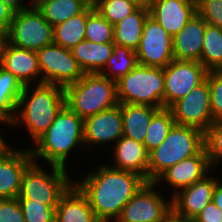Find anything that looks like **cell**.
Segmentation results:
<instances>
[{
    "mask_svg": "<svg viewBox=\"0 0 222 222\" xmlns=\"http://www.w3.org/2000/svg\"><path fill=\"white\" fill-rule=\"evenodd\" d=\"M83 181L74 184L86 196L100 222L116 220L126 203L146 180L137 173L100 166Z\"/></svg>",
    "mask_w": 222,
    "mask_h": 222,
    "instance_id": "1",
    "label": "cell"
},
{
    "mask_svg": "<svg viewBox=\"0 0 222 222\" xmlns=\"http://www.w3.org/2000/svg\"><path fill=\"white\" fill-rule=\"evenodd\" d=\"M29 92L28 85H25L17 103V110H21L16 112L17 116H14L9 124L24 122L23 125L28 128L33 141H36L47 131L65 105V93L61 86L44 83L38 84L31 96ZM23 106L24 108H21Z\"/></svg>",
    "mask_w": 222,
    "mask_h": 222,
    "instance_id": "2",
    "label": "cell"
},
{
    "mask_svg": "<svg viewBox=\"0 0 222 222\" xmlns=\"http://www.w3.org/2000/svg\"><path fill=\"white\" fill-rule=\"evenodd\" d=\"M83 127L84 120L65 104L47 131L35 141L38 147L29 149L33 161L39 157L51 165L66 168L70 151L84 143Z\"/></svg>",
    "mask_w": 222,
    "mask_h": 222,
    "instance_id": "3",
    "label": "cell"
},
{
    "mask_svg": "<svg viewBox=\"0 0 222 222\" xmlns=\"http://www.w3.org/2000/svg\"><path fill=\"white\" fill-rule=\"evenodd\" d=\"M64 93L65 104L83 120L119 104L117 82L99 73H85Z\"/></svg>",
    "mask_w": 222,
    "mask_h": 222,
    "instance_id": "4",
    "label": "cell"
},
{
    "mask_svg": "<svg viewBox=\"0 0 222 222\" xmlns=\"http://www.w3.org/2000/svg\"><path fill=\"white\" fill-rule=\"evenodd\" d=\"M204 147L202 130L174 124L165 140L149 153L148 182H155L164 171L198 154Z\"/></svg>",
    "mask_w": 222,
    "mask_h": 222,
    "instance_id": "5",
    "label": "cell"
},
{
    "mask_svg": "<svg viewBox=\"0 0 222 222\" xmlns=\"http://www.w3.org/2000/svg\"><path fill=\"white\" fill-rule=\"evenodd\" d=\"M119 103L164 108V68L138 64L117 81Z\"/></svg>",
    "mask_w": 222,
    "mask_h": 222,
    "instance_id": "6",
    "label": "cell"
},
{
    "mask_svg": "<svg viewBox=\"0 0 222 222\" xmlns=\"http://www.w3.org/2000/svg\"><path fill=\"white\" fill-rule=\"evenodd\" d=\"M37 164L33 161L24 171L17 199L57 206L62 195L74 182L70 181L64 167L51 165L52 172L49 175Z\"/></svg>",
    "mask_w": 222,
    "mask_h": 222,
    "instance_id": "7",
    "label": "cell"
},
{
    "mask_svg": "<svg viewBox=\"0 0 222 222\" xmlns=\"http://www.w3.org/2000/svg\"><path fill=\"white\" fill-rule=\"evenodd\" d=\"M7 40L14 46L37 52L53 43L54 27L43 17L32 0L29 8L15 11Z\"/></svg>",
    "mask_w": 222,
    "mask_h": 222,
    "instance_id": "8",
    "label": "cell"
},
{
    "mask_svg": "<svg viewBox=\"0 0 222 222\" xmlns=\"http://www.w3.org/2000/svg\"><path fill=\"white\" fill-rule=\"evenodd\" d=\"M41 80L39 84H52L63 88L76 83L84 76L71 49L54 42L37 51Z\"/></svg>",
    "mask_w": 222,
    "mask_h": 222,
    "instance_id": "9",
    "label": "cell"
},
{
    "mask_svg": "<svg viewBox=\"0 0 222 222\" xmlns=\"http://www.w3.org/2000/svg\"><path fill=\"white\" fill-rule=\"evenodd\" d=\"M208 70L199 61L173 60L164 68V108L183 98L206 80Z\"/></svg>",
    "mask_w": 222,
    "mask_h": 222,
    "instance_id": "10",
    "label": "cell"
},
{
    "mask_svg": "<svg viewBox=\"0 0 222 222\" xmlns=\"http://www.w3.org/2000/svg\"><path fill=\"white\" fill-rule=\"evenodd\" d=\"M155 182L146 181L123 207L116 222H166L172 210L169 203L153 188Z\"/></svg>",
    "mask_w": 222,
    "mask_h": 222,
    "instance_id": "11",
    "label": "cell"
},
{
    "mask_svg": "<svg viewBox=\"0 0 222 222\" xmlns=\"http://www.w3.org/2000/svg\"><path fill=\"white\" fill-rule=\"evenodd\" d=\"M175 124L196 127L205 132L215 122L210 107L208 80L192 89L168 108Z\"/></svg>",
    "mask_w": 222,
    "mask_h": 222,
    "instance_id": "12",
    "label": "cell"
},
{
    "mask_svg": "<svg viewBox=\"0 0 222 222\" xmlns=\"http://www.w3.org/2000/svg\"><path fill=\"white\" fill-rule=\"evenodd\" d=\"M136 56L138 64L157 68H165L174 60L173 36L150 16L145 20Z\"/></svg>",
    "mask_w": 222,
    "mask_h": 222,
    "instance_id": "13",
    "label": "cell"
},
{
    "mask_svg": "<svg viewBox=\"0 0 222 222\" xmlns=\"http://www.w3.org/2000/svg\"><path fill=\"white\" fill-rule=\"evenodd\" d=\"M32 162L30 150H14L7 145L0 151V199L19 196L22 175Z\"/></svg>",
    "mask_w": 222,
    "mask_h": 222,
    "instance_id": "14",
    "label": "cell"
},
{
    "mask_svg": "<svg viewBox=\"0 0 222 222\" xmlns=\"http://www.w3.org/2000/svg\"><path fill=\"white\" fill-rule=\"evenodd\" d=\"M84 145L118 141L123 136L121 103L84 119Z\"/></svg>",
    "mask_w": 222,
    "mask_h": 222,
    "instance_id": "15",
    "label": "cell"
},
{
    "mask_svg": "<svg viewBox=\"0 0 222 222\" xmlns=\"http://www.w3.org/2000/svg\"><path fill=\"white\" fill-rule=\"evenodd\" d=\"M217 179L207 175L173 194L171 201L172 211L180 216L195 218L208 203L212 202Z\"/></svg>",
    "mask_w": 222,
    "mask_h": 222,
    "instance_id": "16",
    "label": "cell"
},
{
    "mask_svg": "<svg viewBox=\"0 0 222 222\" xmlns=\"http://www.w3.org/2000/svg\"><path fill=\"white\" fill-rule=\"evenodd\" d=\"M196 13V0H153L149 9V16L173 37Z\"/></svg>",
    "mask_w": 222,
    "mask_h": 222,
    "instance_id": "17",
    "label": "cell"
},
{
    "mask_svg": "<svg viewBox=\"0 0 222 222\" xmlns=\"http://www.w3.org/2000/svg\"><path fill=\"white\" fill-rule=\"evenodd\" d=\"M205 147L196 155L184 159L179 163L171 166L164 171L155 181L158 184L161 180H165L178 190L189 187L196 181L204 178L212 169ZM208 171V172H207Z\"/></svg>",
    "mask_w": 222,
    "mask_h": 222,
    "instance_id": "18",
    "label": "cell"
},
{
    "mask_svg": "<svg viewBox=\"0 0 222 222\" xmlns=\"http://www.w3.org/2000/svg\"><path fill=\"white\" fill-rule=\"evenodd\" d=\"M0 66L11 72L22 84L30 85L32 79L41 74L36 51L6 43Z\"/></svg>",
    "mask_w": 222,
    "mask_h": 222,
    "instance_id": "19",
    "label": "cell"
},
{
    "mask_svg": "<svg viewBox=\"0 0 222 222\" xmlns=\"http://www.w3.org/2000/svg\"><path fill=\"white\" fill-rule=\"evenodd\" d=\"M206 24L196 13L173 37L175 60L200 61Z\"/></svg>",
    "mask_w": 222,
    "mask_h": 222,
    "instance_id": "20",
    "label": "cell"
},
{
    "mask_svg": "<svg viewBox=\"0 0 222 222\" xmlns=\"http://www.w3.org/2000/svg\"><path fill=\"white\" fill-rule=\"evenodd\" d=\"M115 169L131 171L148 181L149 153L141 142L122 136L115 145Z\"/></svg>",
    "mask_w": 222,
    "mask_h": 222,
    "instance_id": "21",
    "label": "cell"
},
{
    "mask_svg": "<svg viewBox=\"0 0 222 222\" xmlns=\"http://www.w3.org/2000/svg\"><path fill=\"white\" fill-rule=\"evenodd\" d=\"M56 222H100L88 199L73 183L56 207Z\"/></svg>",
    "mask_w": 222,
    "mask_h": 222,
    "instance_id": "22",
    "label": "cell"
},
{
    "mask_svg": "<svg viewBox=\"0 0 222 222\" xmlns=\"http://www.w3.org/2000/svg\"><path fill=\"white\" fill-rule=\"evenodd\" d=\"M114 43L81 41L71 49L84 73H99L114 52Z\"/></svg>",
    "mask_w": 222,
    "mask_h": 222,
    "instance_id": "23",
    "label": "cell"
},
{
    "mask_svg": "<svg viewBox=\"0 0 222 222\" xmlns=\"http://www.w3.org/2000/svg\"><path fill=\"white\" fill-rule=\"evenodd\" d=\"M147 105H134L121 103L123 120V136L144 143L147 128L152 117L159 111Z\"/></svg>",
    "mask_w": 222,
    "mask_h": 222,
    "instance_id": "24",
    "label": "cell"
},
{
    "mask_svg": "<svg viewBox=\"0 0 222 222\" xmlns=\"http://www.w3.org/2000/svg\"><path fill=\"white\" fill-rule=\"evenodd\" d=\"M149 10L138 8L114 25V44L122 45L136 51L139 47L145 20Z\"/></svg>",
    "mask_w": 222,
    "mask_h": 222,
    "instance_id": "25",
    "label": "cell"
},
{
    "mask_svg": "<svg viewBox=\"0 0 222 222\" xmlns=\"http://www.w3.org/2000/svg\"><path fill=\"white\" fill-rule=\"evenodd\" d=\"M23 84L9 71L0 66V119L9 123L17 111Z\"/></svg>",
    "mask_w": 222,
    "mask_h": 222,
    "instance_id": "26",
    "label": "cell"
},
{
    "mask_svg": "<svg viewBox=\"0 0 222 222\" xmlns=\"http://www.w3.org/2000/svg\"><path fill=\"white\" fill-rule=\"evenodd\" d=\"M33 4L53 27L82 13L88 7L79 0H34Z\"/></svg>",
    "mask_w": 222,
    "mask_h": 222,
    "instance_id": "27",
    "label": "cell"
},
{
    "mask_svg": "<svg viewBox=\"0 0 222 222\" xmlns=\"http://www.w3.org/2000/svg\"><path fill=\"white\" fill-rule=\"evenodd\" d=\"M88 7L80 14L54 26L53 42L67 49H72L85 40Z\"/></svg>",
    "mask_w": 222,
    "mask_h": 222,
    "instance_id": "28",
    "label": "cell"
},
{
    "mask_svg": "<svg viewBox=\"0 0 222 222\" xmlns=\"http://www.w3.org/2000/svg\"><path fill=\"white\" fill-rule=\"evenodd\" d=\"M199 62L208 71L222 70V28L206 24Z\"/></svg>",
    "mask_w": 222,
    "mask_h": 222,
    "instance_id": "29",
    "label": "cell"
},
{
    "mask_svg": "<svg viewBox=\"0 0 222 222\" xmlns=\"http://www.w3.org/2000/svg\"><path fill=\"white\" fill-rule=\"evenodd\" d=\"M137 65L138 60L136 51H133L128 47L115 44L114 52L104 67V69H109L108 71L110 72H105L103 69L99 72V74H102L106 78H110V74L112 75L110 79L117 82Z\"/></svg>",
    "mask_w": 222,
    "mask_h": 222,
    "instance_id": "30",
    "label": "cell"
},
{
    "mask_svg": "<svg viewBox=\"0 0 222 222\" xmlns=\"http://www.w3.org/2000/svg\"><path fill=\"white\" fill-rule=\"evenodd\" d=\"M175 120L168 108L160 109L153 117L144 139V145L148 153L157 148L167 137Z\"/></svg>",
    "mask_w": 222,
    "mask_h": 222,
    "instance_id": "31",
    "label": "cell"
},
{
    "mask_svg": "<svg viewBox=\"0 0 222 222\" xmlns=\"http://www.w3.org/2000/svg\"><path fill=\"white\" fill-rule=\"evenodd\" d=\"M85 40L94 43H114V25L94 7H88Z\"/></svg>",
    "mask_w": 222,
    "mask_h": 222,
    "instance_id": "32",
    "label": "cell"
},
{
    "mask_svg": "<svg viewBox=\"0 0 222 222\" xmlns=\"http://www.w3.org/2000/svg\"><path fill=\"white\" fill-rule=\"evenodd\" d=\"M94 8L112 25L135 12L139 7L128 0H95Z\"/></svg>",
    "mask_w": 222,
    "mask_h": 222,
    "instance_id": "33",
    "label": "cell"
},
{
    "mask_svg": "<svg viewBox=\"0 0 222 222\" xmlns=\"http://www.w3.org/2000/svg\"><path fill=\"white\" fill-rule=\"evenodd\" d=\"M25 222H56V207L30 199H18Z\"/></svg>",
    "mask_w": 222,
    "mask_h": 222,
    "instance_id": "34",
    "label": "cell"
},
{
    "mask_svg": "<svg viewBox=\"0 0 222 222\" xmlns=\"http://www.w3.org/2000/svg\"><path fill=\"white\" fill-rule=\"evenodd\" d=\"M204 145L211 167L219 163L222 159V121L213 122L204 132Z\"/></svg>",
    "mask_w": 222,
    "mask_h": 222,
    "instance_id": "35",
    "label": "cell"
},
{
    "mask_svg": "<svg viewBox=\"0 0 222 222\" xmlns=\"http://www.w3.org/2000/svg\"><path fill=\"white\" fill-rule=\"evenodd\" d=\"M206 79L210 87V107L214 121H222V70H211Z\"/></svg>",
    "mask_w": 222,
    "mask_h": 222,
    "instance_id": "36",
    "label": "cell"
},
{
    "mask_svg": "<svg viewBox=\"0 0 222 222\" xmlns=\"http://www.w3.org/2000/svg\"><path fill=\"white\" fill-rule=\"evenodd\" d=\"M196 11L207 24L222 28V0H196Z\"/></svg>",
    "mask_w": 222,
    "mask_h": 222,
    "instance_id": "37",
    "label": "cell"
},
{
    "mask_svg": "<svg viewBox=\"0 0 222 222\" xmlns=\"http://www.w3.org/2000/svg\"><path fill=\"white\" fill-rule=\"evenodd\" d=\"M0 222H25L17 198L0 199Z\"/></svg>",
    "mask_w": 222,
    "mask_h": 222,
    "instance_id": "38",
    "label": "cell"
},
{
    "mask_svg": "<svg viewBox=\"0 0 222 222\" xmlns=\"http://www.w3.org/2000/svg\"><path fill=\"white\" fill-rule=\"evenodd\" d=\"M194 219L197 222H222V211L212 201Z\"/></svg>",
    "mask_w": 222,
    "mask_h": 222,
    "instance_id": "39",
    "label": "cell"
},
{
    "mask_svg": "<svg viewBox=\"0 0 222 222\" xmlns=\"http://www.w3.org/2000/svg\"><path fill=\"white\" fill-rule=\"evenodd\" d=\"M15 10L0 0V31L8 34Z\"/></svg>",
    "mask_w": 222,
    "mask_h": 222,
    "instance_id": "40",
    "label": "cell"
},
{
    "mask_svg": "<svg viewBox=\"0 0 222 222\" xmlns=\"http://www.w3.org/2000/svg\"><path fill=\"white\" fill-rule=\"evenodd\" d=\"M212 201L222 211V184L220 183V181H217V183H216V186H215L214 192H213Z\"/></svg>",
    "mask_w": 222,
    "mask_h": 222,
    "instance_id": "41",
    "label": "cell"
},
{
    "mask_svg": "<svg viewBox=\"0 0 222 222\" xmlns=\"http://www.w3.org/2000/svg\"><path fill=\"white\" fill-rule=\"evenodd\" d=\"M166 222H197V221L194 218L180 216L171 210L167 216Z\"/></svg>",
    "mask_w": 222,
    "mask_h": 222,
    "instance_id": "42",
    "label": "cell"
},
{
    "mask_svg": "<svg viewBox=\"0 0 222 222\" xmlns=\"http://www.w3.org/2000/svg\"><path fill=\"white\" fill-rule=\"evenodd\" d=\"M4 3L8 4L10 7H12L15 11H19L22 9H26L29 8L28 6H24V4H22V0H1Z\"/></svg>",
    "mask_w": 222,
    "mask_h": 222,
    "instance_id": "43",
    "label": "cell"
},
{
    "mask_svg": "<svg viewBox=\"0 0 222 222\" xmlns=\"http://www.w3.org/2000/svg\"><path fill=\"white\" fill-rule=\"evenodd\" d=\"M133 2L139 8L150 9L153 0H128Z\"/></svg>",
    "mask_w": 222,
    "mask_h": 222,
    "instance_id": "44",
    "label": "cell"
},
{
    "mask_svg": "<svg viewBox=\"0 0 222 222\" xmlns=\"http://www.w3.org/2000/svg\"><path fill=\"white\" fill-rule=\"evenodd\" d=\"M7 42H8L7 34L0 31V62H1L3 51H4V47Z\"/></svg>",
    "mask_w": 222,
    "mask_h": 222,
    "instance_id": "45",
    "label": "cell"
},
{
    "mask_svg": "<svg viewBox=\"0 0 222 222\" xmlns=\"http://www.w3.org/2000/svg\"><path fill=\"white\" fill-rule=\"evenodd\" d=\"M4 121L2 119H0V123H3ZM7 146L6 142L4 141V139L1 137L0 135V151Z\"/></svg>",
    "mask_w": 222,
    "mask_h": 222,
    "instance_id": "46",
    "label": "cell"
},
{
    "mask_svg": "<svg viewBox=\"0 0 222 222\" xmlns=\"http://www.w3.org/2000/svg\"><path fill=\"white\" fill-rule=\"evenodd\" d=\"M84 2L88 7H94L95 5V0H79Z\"/></svg>",
    "mask_w": 222,
    "mask_h": 222,
    "instance_id": "47",
    "label": "cell"
}]
</instances>
